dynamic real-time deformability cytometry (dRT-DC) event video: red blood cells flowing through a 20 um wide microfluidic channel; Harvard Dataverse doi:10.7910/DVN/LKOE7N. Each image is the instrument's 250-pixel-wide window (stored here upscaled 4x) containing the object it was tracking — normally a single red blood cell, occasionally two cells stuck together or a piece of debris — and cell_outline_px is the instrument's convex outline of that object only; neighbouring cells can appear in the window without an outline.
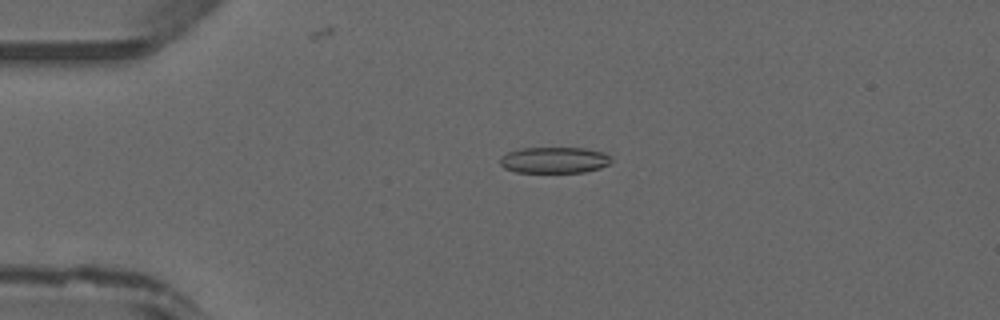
{"species": "common noctule bat (a hibernating species)", "species_latin": "Nyctalus noctula", "temperature_condition": "warm", "stored_images_in_passage": 47, "camera_frame_rate_fps": 3000, "um_per_image_px": 0.085, "animal": {"sex": "male", "forearm_length_mm": 52.5}, "frame": {"image": 1, "passage_image": 11, "time_ms": 3.333, "image_size_px": [1000, 320], "cell_outline_px": [[612, 160], [608, 164], [600, 168], [584, 172], [516, 172], [504, 168], [500, 164], [500, 156], [508, 152], [520, 148], [584, 148], [604, 152], [612, 156]], "centroid_in_image_um": [47.12, 13.6], "position_along_channel_um": 37.9, "area_um2": 17.05}}
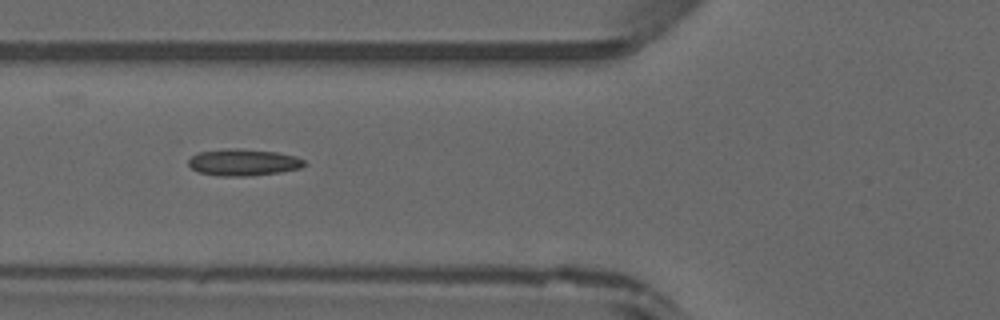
{"frame": {"image": 2, "passage_image": 18, "time_ms": 5.667, "image_size_px": [1000, 320], "cell_outline_px": [[304, 164], [300, 168], [280, 172], [248, 176], [220, 176], [200, 172], [192, 168], [188, 164], [188, 160], [192, 156], [200, 152], [224, 148], [236, 148], [276, 152], [296, 156], [304, 160]], "centroid_in_image_um": [20.67, 13.79], "position_along_channel_um": 105.1, "area_um2": 17.92}}
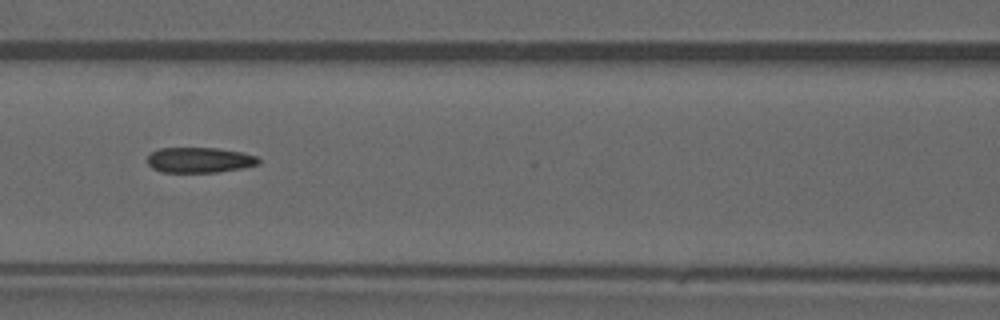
{"frame": {"image": 3, "passage_image": 21, "time_ms": 6.667, "image_size_px": [1000, 320], "cell_outline_px": [[260, 164], [240, 168], [216, 172], [160, 172], [152, 168], [148, 164], [148, 156], [152, 152], [160, 148], [216, 148], [244, 152], [256, 156], [260, 160]], "centroid_in_image_um": [16.96, 13.6], "position_along_channel_um": 149.6, "area_um2": 16.42}}